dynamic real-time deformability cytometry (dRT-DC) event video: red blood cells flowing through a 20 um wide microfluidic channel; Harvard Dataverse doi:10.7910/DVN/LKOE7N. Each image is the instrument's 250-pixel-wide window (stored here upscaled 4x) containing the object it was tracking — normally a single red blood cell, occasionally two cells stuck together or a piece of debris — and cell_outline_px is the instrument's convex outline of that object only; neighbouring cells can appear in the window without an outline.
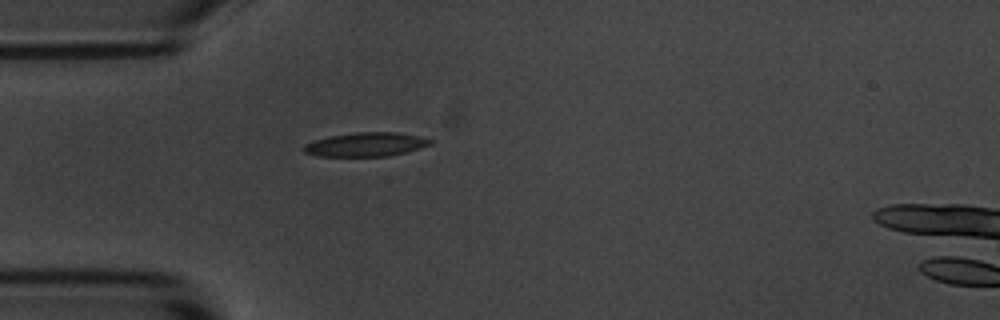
{"species": "common noctule bat (a hibernating species)", "species_latin": "Nyctalus noctula", "temperature_condition": "room temperature", "stored_images_in_passage": 1, "camera_frame_rate_fps": 3000, "um_per_image_px": 0.085, "animal": {"sex": "male", "body_mass_g": 20.1, "forearm_length_mm": 53.5}, "frame": {"image": 1, "passage_image": 1, "time_ms": 0.0, "image_size_px": [1000, 320], "cell_outline_px": [[432, 144], [420, 148], [388, 156], [316, 156], [304, 152], [300, 148], [304, 144], [316, 140], [332, 136], [356, 132], [396, 132], [416, 136], [432, 140]], "centroid_in_image_um": [31.06, 12.28], "position_along_channel_um": 53.9, "area_um2": 17.46}}